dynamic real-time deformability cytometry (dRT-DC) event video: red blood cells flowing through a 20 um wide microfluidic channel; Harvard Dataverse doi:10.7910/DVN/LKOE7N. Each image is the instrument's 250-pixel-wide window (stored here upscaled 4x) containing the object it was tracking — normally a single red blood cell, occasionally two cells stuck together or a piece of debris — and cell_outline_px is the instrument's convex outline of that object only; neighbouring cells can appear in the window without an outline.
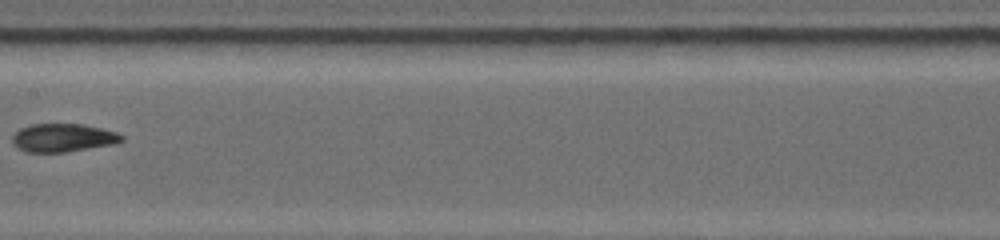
{"species": "common noctule bat (a hibernating species)", "species_latin": "Nyctalus noctula", "temperature_condition": "warm", "stored_images_in_passage": 34, "camera_frame_rate_fps": 5000, "um_per_image_px": 0.085, "animal": {"sex": "female", "body_mass_g": 19.0, "forearm_length_mm": 53.3}, "frame": {"image": 1, "passage_image": 10, "time_ms": 4.0, "image_size_px": [1000, 240], "cell_outline_px": [[124, 140], [112, 144], [64, 152], [28, 152], [12, 144], [12, 136], [20, 128], [28, 124], [84, 124], [116, 132], [124, 136]], "centroid_in_image_um": [5.33, 11.7], "position_along_channel_um": 202.1, "area_um2": 17.86}}
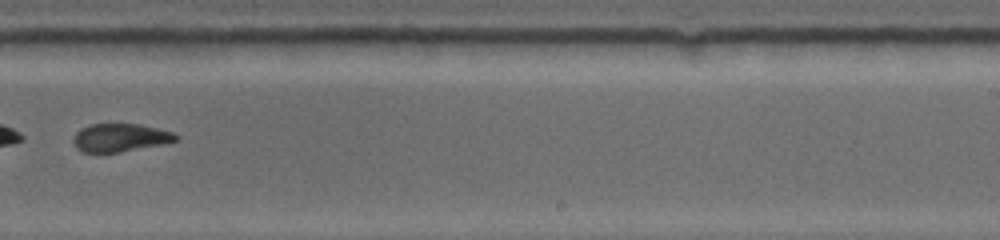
{"frame": {"image": 2, "passage_image": 15, "time_ms": 6.0, "image_size_px": [1000, 240], "cell_outline_px": [[180, 136], [176, 140], [160, 144], [120, 152], [96, 156], [84, 152], [76, 148], [72, 140], [76, 132], [80, 128], [88, 124], [140, 124], [172, 132]], "centroid_in_image_um": [10.11, 11.73], "position_along_channel_um": 278.9, "area_um2": 17.17}}